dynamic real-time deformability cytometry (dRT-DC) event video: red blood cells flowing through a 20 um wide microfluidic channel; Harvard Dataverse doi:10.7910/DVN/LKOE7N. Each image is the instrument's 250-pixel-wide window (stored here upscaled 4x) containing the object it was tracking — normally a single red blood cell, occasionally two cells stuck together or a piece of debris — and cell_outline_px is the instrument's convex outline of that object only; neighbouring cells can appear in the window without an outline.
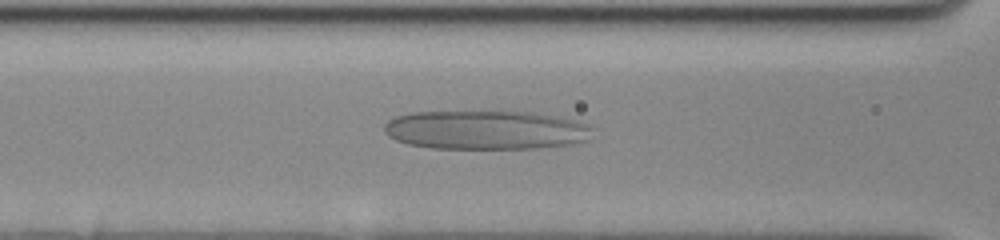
{"species": "human", "species_latin": "Homo sapiens", "temperature_condition": "cold", "stored_images_in_passage": 65, "camera_frame_rate_fps": 3000, "um_per_image_px": 0.085, "donor": {"sex": "female"}, "frame": {"image": 1, "passage_image": 32, "time_ms": 10.333, "image_size_px": [1000, 240], "cell_outline_px": [[592, 128], [588, 140], [572, 144], [536, 148], [432, 148], [408, 144], [396, 140], [388, 136], [384, 132], [384, 124], [388, 120], [396, 116], [412, 112], [528, 112], [556, 116], [576, 120], [588, 124]], "centroid_in_image_um": [41.28, 11.05], "position_along_channel_um": 125.3, "area_um2": 47.22}}
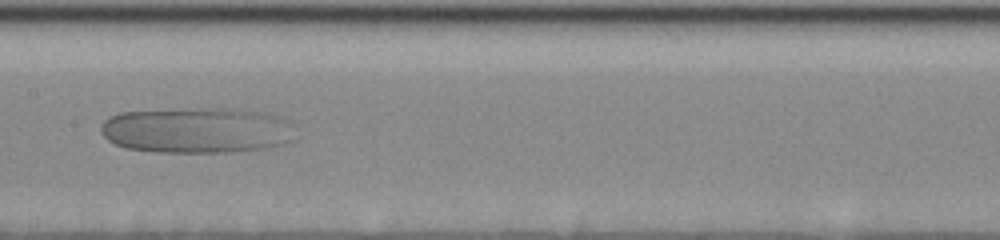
{"frame": {"image": 2, "passage_image": 38, "time_ms": 12.333, "image_size_px": [1000, 240], "cell_outline_px": [[292, 140], [284, 144], [264, 148], [228, 152], [156, 152], [128, 148], [116, 144], [108, 140], [100, 132], [100, 124], [108, 116], [120, 112], [216, 108], [236, 108], [276, 116], [284, 120]], "centroid_in_image_um": [16.61, 11.08], "position_along_channel_um": 190.8, "area_um2": 51.04}}
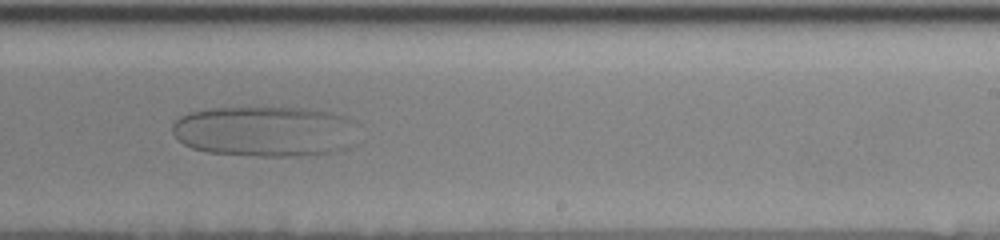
{"frame": {"image": 3, "passage_image": 45, "time_ms": 14.667, "image_size_px": [1000, 240], "cell_outline_px": [[356, 144], [348, 148], [332, 152], [300, 156], [256, 156], [208, 152], [192, 148], [184, 144], [172, 132], [172, 124], [180, 116], [188, 112], [208, 108], [300, 108], [328, 112], [344, 116], [352, 120]], "centroid_in_image_um": [22.51, 11.17], "position_along_channel_um": 266.5, "area_um2": 54.85}}